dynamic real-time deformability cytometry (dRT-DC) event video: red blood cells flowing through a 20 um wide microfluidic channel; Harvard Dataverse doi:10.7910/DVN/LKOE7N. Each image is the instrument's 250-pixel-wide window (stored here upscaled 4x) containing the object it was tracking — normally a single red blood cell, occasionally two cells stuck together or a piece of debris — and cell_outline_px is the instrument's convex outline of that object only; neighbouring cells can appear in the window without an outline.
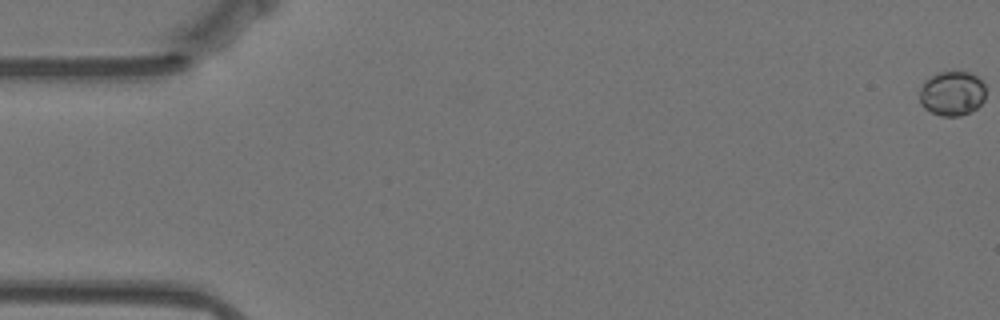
{"species": "Egyptian fruit bat (a non-hibernating species)", "species_latin": "Rousettus aegyptiacus", "temperature_condition": "warm", "stored_images_in_passage": 12, "camera_frame_rate_fps": 3000, "um_per_image_px": 0.085, "animal": {"sex": "female"}, "frame": {"image": 1, "passage_image": 1, "time_ms": 0.0, "image_size_px": [1000, 320], "cell_outline_px": [[984, 100], [972, 112], [960, 116], [940, 116], [924, 108], [920, 104], [920, 88], [924, 80], [928, 76], [936, 72], [968, 72], [976, 76], [984, 84]], "centroid_in_image_um": [80.89, 7.94], "position_along_channel_um": 4.1, "area_um2": 17.34}}